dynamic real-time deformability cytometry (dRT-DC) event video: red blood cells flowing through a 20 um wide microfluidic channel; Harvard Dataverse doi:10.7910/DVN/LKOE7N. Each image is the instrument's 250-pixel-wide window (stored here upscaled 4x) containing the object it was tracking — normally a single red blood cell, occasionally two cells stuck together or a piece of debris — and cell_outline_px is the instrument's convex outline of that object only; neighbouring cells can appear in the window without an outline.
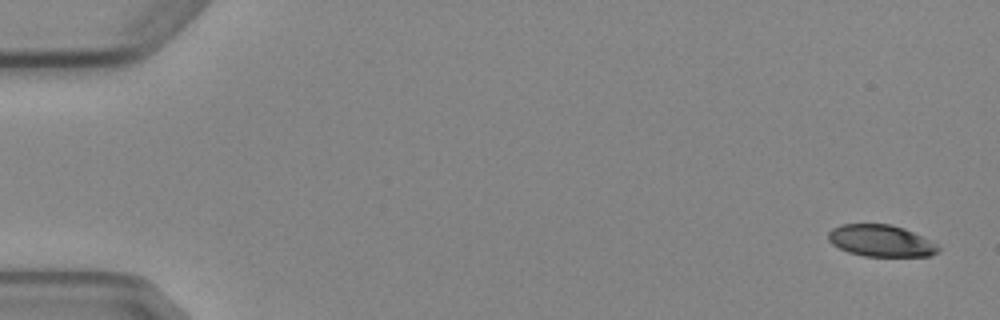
{"species": "Egyptian fruit bat (a non-hibernating species)", "species_latin": "Rousettus aegyptiacus", "temperature_condition": "cold", "stored_images_in_passage": 5, "camera_frame_rate_fps": 3000, "um_per_image_px": 0.085, "animal": {"sex": "female"}, "frame": {"image": 1, "passage_image": 1, "time_ms": 0.0, "image_size_px": [1000, 320], "cell_outline_px": [[940, 248], [936, 252], [928, 256], [864, 256], [848, 252], [832, 244], [828, 240], [828, 232], [832, 228], [840, 224], [888, 224], [904, 228], [936, 244]], "centroid_in_image_um": [74.82, 20.46], "position_along_channel_um": 10.2, "area_um2": 20.11}}
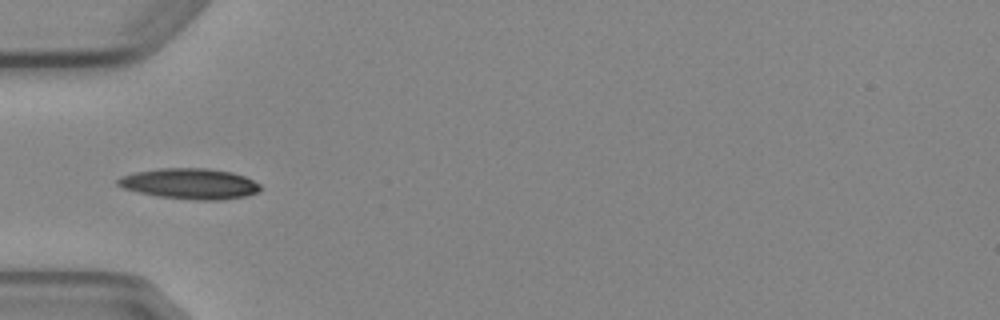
{"frame": {"image": 2, "passage_image": 5, "time_ms": 5.333, "image_size_px": [1000, 320], "cell_outline_px": [[260, 188], [256, 192], [244, 196], [220, 200], [196, 200], [156, 196], [124, 188], [116, 184], [116, 180], [120, 176], [136, 172], [160, 168], [208, 168], [232, 172], [244, 176], [260, 184]], "centroid_in_image_um": [16.11, 15.61], "position_along_channel_um": 68.9, "area_um2": 25.32}}